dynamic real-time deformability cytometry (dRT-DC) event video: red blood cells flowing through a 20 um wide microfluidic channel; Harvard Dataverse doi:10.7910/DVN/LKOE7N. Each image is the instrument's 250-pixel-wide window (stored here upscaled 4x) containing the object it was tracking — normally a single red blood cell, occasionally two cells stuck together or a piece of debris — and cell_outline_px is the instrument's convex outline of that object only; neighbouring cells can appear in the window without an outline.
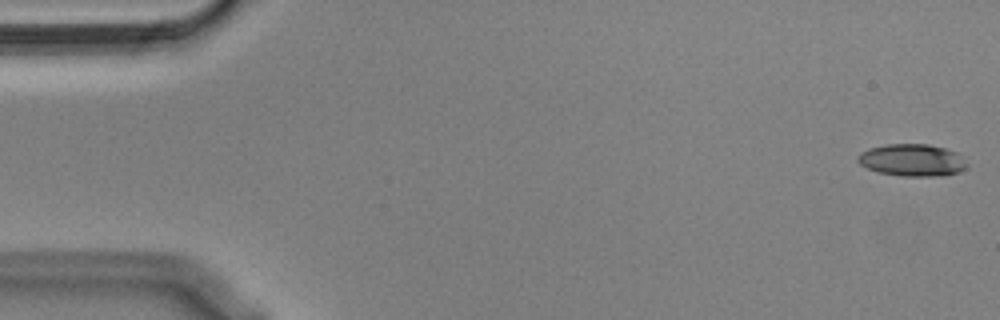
{"species": "Egyptian fruit bat (a non-hibernating species)", "species_latin": "Rousettus aegyptiacus", "temperature_condition": "cold", "stored_images_in_passage": 55, "camera_frame_rate_fps": 3000, "um_per_image_px": 0.085, "animal": {"sex": "male"}, "frame": {"image": 1, "passage_image": 1, "time_ms": 0.0, "image_size_px": [1000, 320], "cell_outline_px": [[968, 164], [964, 168], [956, 172], [940, 176], [900, 176], [876, 172], [860, 164], [856, 160], [856, 156], [860, 152], [868, 148], [884, 144], [928, 144], [944, 148], [956, 152]], "centroid_in_image_um": [77.46, 13.6], "position_along_channel_um": 7.5, "area_um2": 20.52}}
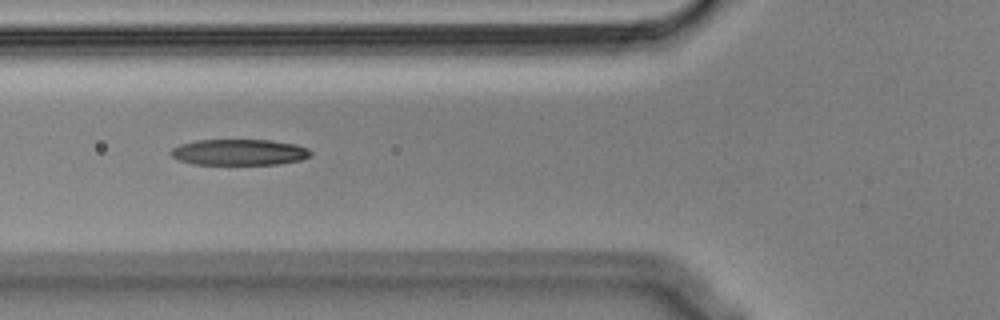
{"frame": {"image": 2, "passage_image": 20, "time_ms": 6.333, "image_size_px": [1000, 320], "cell_outline_px": [[312, 152], [308, 156], [300, 160], [276, 164], [192, 164], [180, 160], [172, 156], [168, 152], [172, 148], [180, 144], [196, 140], [272, 140], [296, 144], [308, 148]], "centroid_in_image_um": [20.31, 12.93], "position_along_channel_um": 105.5, "area_um2": 21.15}}
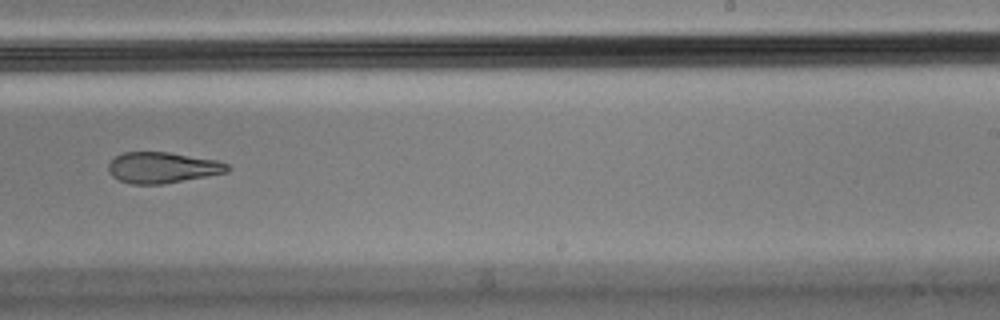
{"frame": {"image": 3, "passage_image": 34, "time_ms": 11.0, "image_size_px": [1000, 320], "cell_outline_px": [[232, 168], [228, 172], [208, 176], [160, 184], [132, 184], [120, 180], [112, 176], [108, 172], [108, 164], [116, 156], [124, 152], [168, 152], [216, 160], [228, 164]], "centroid_in_image_um": [13.82, 14.24], "position_along_channel_um": 275.2, "area_um2": 21.39}, "authors_computed_cell_mechanics": {"area_um2": 22.1374, "velocity_mm_per_s": 3.6337, "shape_relaxation_time_tau1_ms": 9.0047, "shape_relaxation_time_tau2_ms": 5.2466, "deformation_change_tau1": 0.2592, "deformation_change_tau2": 0.1613}}